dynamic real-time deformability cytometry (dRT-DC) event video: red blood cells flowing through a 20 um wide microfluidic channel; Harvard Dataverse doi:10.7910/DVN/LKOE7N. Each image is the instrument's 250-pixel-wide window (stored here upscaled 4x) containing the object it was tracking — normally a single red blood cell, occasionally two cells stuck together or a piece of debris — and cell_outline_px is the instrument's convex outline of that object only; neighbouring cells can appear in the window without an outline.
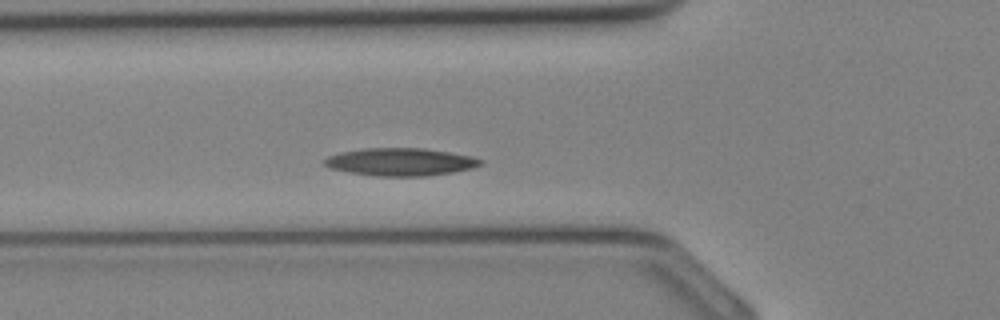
{"species": "Egyptian fruit bat (a non-hibernating species)", "species_latin": "Rousettus aegyptiacus", "temperature_condition": "cold", "stored_images_in_passage": 32, "camera_frame_rate_fps": 3000, "um_per_image_px": 0.085, "animal": {"sex": "female"}, "frame": {"image": 1, "passage_image": 8, "time_ms": 2.333, "image_size_px": [1000, 320], "cell_outline_px": [[484, 164], [472, 168], [452, 172], [424, 176], [376, 176], [348, 172], [332, 168], [324, 164], [324, 160], [328, 156], [340, 152], [364, 148], [424, 148], [472, 156], [484, 160]], "centroid_in_image_um": [34.07, 13.76], "position_along_channel_um": 91.7, "area_um2": 25.14}}
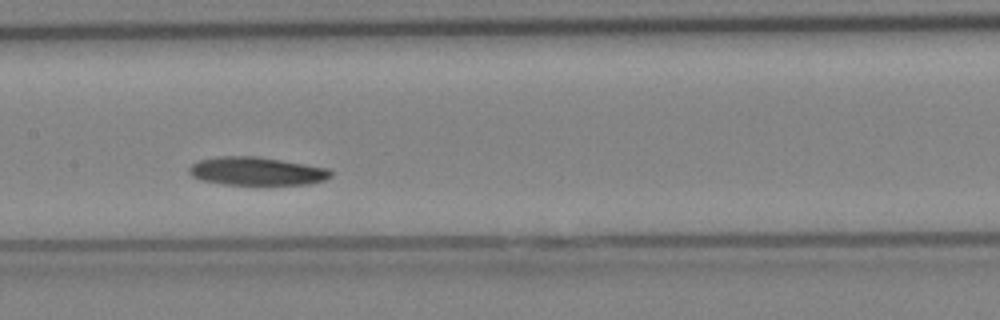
{"frame": {"image": 2, "passage_image": 13, "time_ms": 4.0, "image_size_px": [1000, 320], "cell_outline_px": [[332, 176], [324, 180], [308, 184], [224, 184], [200, 180], [192, 176], [188, 172], [188, 168], [192, 164], [200, 160], [216, 156], [256, 156], [328, 168], [332, 172]], "centroid_in_image_um": [21.78, 14.54], "position_along_channel_um": 185.6, "area_um2": 23.18}}
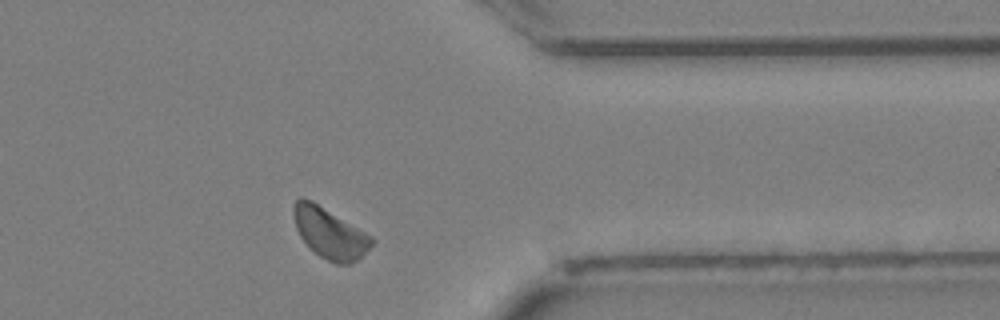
{"frame": {"image": 3, "passage_image": 24, "time_ms": 7.667, "image_size_px": [1000, 320], "cell_outline_px": [[376, 240], [352, 264], [336, 264], [320, 256], [300, 236], [296, 228], [292, 212], [292, 208], [296, 200], [300, 196], [312, 200], [372, 236]], "centroid_in_image_um": [28.01, 19.79], "position_along_channel_um": 383.4, "area_um2": 22.72}}